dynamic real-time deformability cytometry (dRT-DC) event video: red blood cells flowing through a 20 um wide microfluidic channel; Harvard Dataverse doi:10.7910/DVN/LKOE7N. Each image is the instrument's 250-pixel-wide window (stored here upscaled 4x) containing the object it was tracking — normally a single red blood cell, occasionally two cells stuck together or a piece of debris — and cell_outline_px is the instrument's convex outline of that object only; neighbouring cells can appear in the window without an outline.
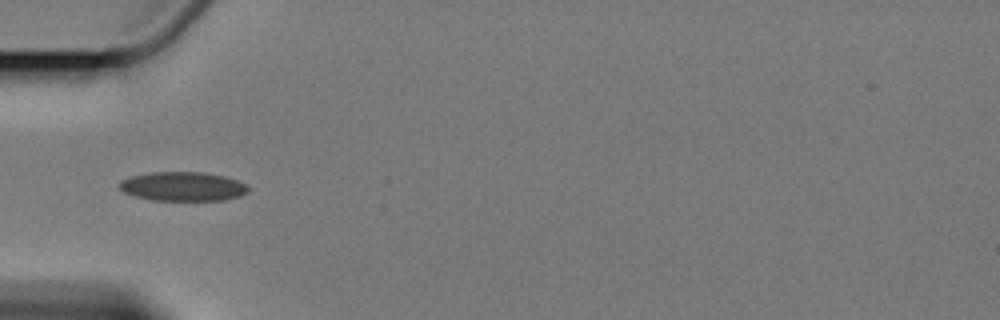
{"species": "Egyptian fruit bat (a non-hibernating species)", "species_latin": "Rousettus aegyptiacus", "temperature_condition": "cold", "stored_images_in_passage": 8, "camera_frame_rate_fps": 3000, "um_per_image_px": 0.085, "animal": {"sex": "female"}, "frame": {"image": 1, "passage_image": 2, "time_ms": 1.333, "image_size_px": [1000, 320], "cell_outline_px": [[248, 192], [240, 196], [224, 200], [152, 200], [136, 196], [124, 192], [120, 188], [120, 180], [132, 176], [152, 172], [204, 172], [224, 176], [236, 180], [244, 184], [248, 188]], "centroid_in_image_um": [15.54, 15.84], "position_along_channel_um": 69.5, "area_um2": 21.68}}
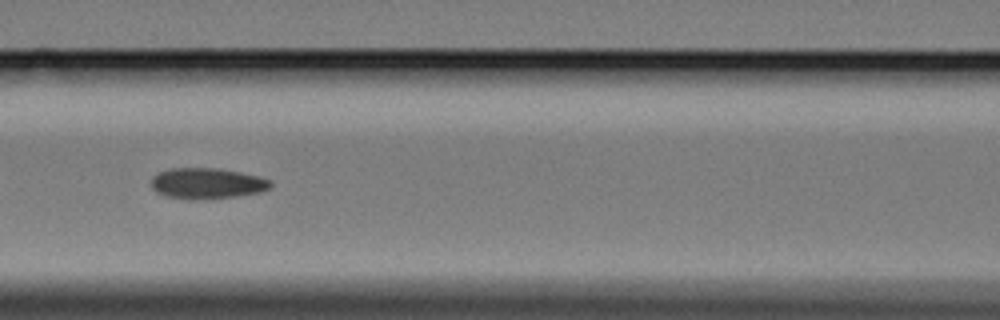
{"frame": {"image": 2, "passage_image": 4, "time_ms": 3.667, "image_size_px": [1000, 320], "cell_outline_px": [[272, 184], [268, 188], [260, 192], [236, 196], [168, 196], [156, 192], [152, 188], [152, 176], [168, 168], [216, 168], [240, 172], [256, 176], [268, 180]], "centroid_in_image_um": [17.58, 15.52], "position_along_channel_um": 149.0, "area_um2": 20.17}}
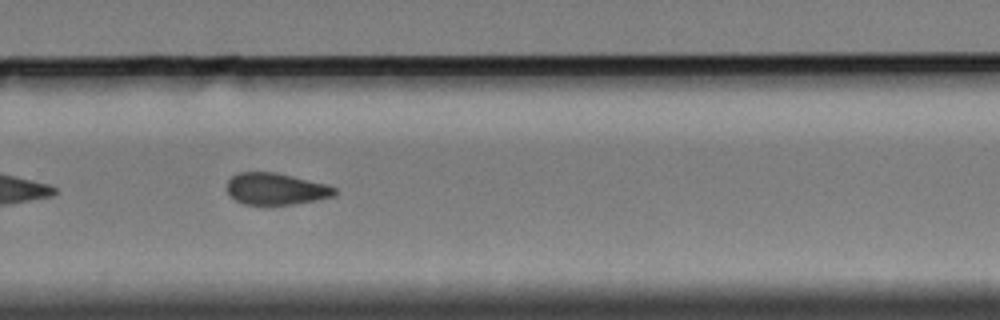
{"frame": {"image": 3, "passage_image": 8, "time_ms": 8.333, "image_size_px": [1000, 320], "cell_outline_px": [[336, 196], [316, 200], [292, 204], [264, 208], [244, 204], [236, 200], [228, 192], [228, 180], [236, 172], [276, 172], [328, 184], [336, 188]], "centroid_in_image_um": [23.46, 16.09], "position_along_channel_um": 306.3, "area_um2": 20.58}}